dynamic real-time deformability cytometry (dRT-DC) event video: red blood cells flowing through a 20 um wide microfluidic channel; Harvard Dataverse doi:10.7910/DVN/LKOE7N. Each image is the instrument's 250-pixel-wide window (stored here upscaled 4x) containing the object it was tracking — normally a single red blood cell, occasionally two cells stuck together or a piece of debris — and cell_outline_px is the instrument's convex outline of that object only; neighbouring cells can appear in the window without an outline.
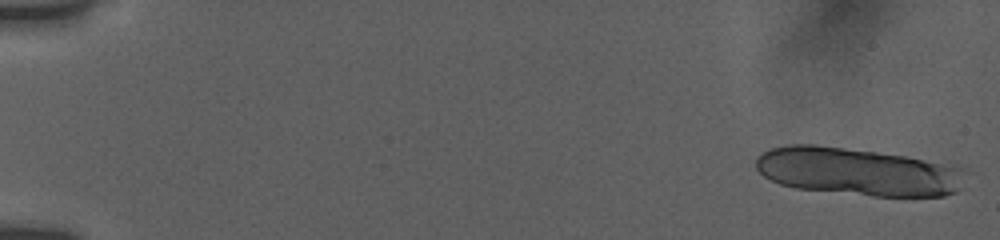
{"species": "human", "species_latin": "Homo sapiens", "temperature_condition": "room temperature", "stored_images_in_passage": 17, "camera_frame_rate_fps": 3000, "um_per_image_px": 0.085, "donor": {"sex": "female"}, "frame": {"image": 1, "passage_image": 1, "time_ms": 0.0, "image_size_px": [1000, 240], "cell_outline_px": [[968, 168], [964, 188], [956, 192], [944, 196], [872, 196], [796, 188], [780, 184], [764, 176], [756, 168], [756, 156], [760, 152], [768, 148], [788, 144], [816, 144], [876, 152], [904, 156], [956, 164]], "centroid_in_image_um": [73.0, 14.58], "position_along_channel_um": 12.0, "area_um2": 59.42}}